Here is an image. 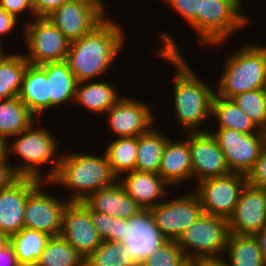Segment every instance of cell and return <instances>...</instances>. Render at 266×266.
I'll list each match as a JSON object with an SVG mask.
<instances>
[{
    "mask_svg": "<svg viewBox=\"0 0 266 266\" xmlns=\"http://www.w3.org/2000/svg\"><path fill=\"white\" fill-rule=\"evenodd\" d=\"M158 35L162 45L154 50V54L174 66L173 100L174 115L179 123L177 125H180L182 132L186 133L207 131L202 125L211 119L216 91L197 76L196 71L186 63L183 53L177 46L176 38H173L169 32L162 31Z\"/></svg>",
    "mask_w": 266,
    "mask_h": 266,
    "instance_id": "cell-1",
    "label": "cell"
},
{
    "mask_svg": "<svg viewBox=\"0 0 266 266\" xmlns=\"http://www.w3.org/2000/svg\"><path fill=\"white\" fill-rule=\"evenodd\" d=\"M121 25L107 16L89 33L70 43L66 62L78 83L92 81L111 70L123 50L126 36Z\"/></svg>",
    "mask_w": 266,
    "mask_h": 266,
    "instance_id": "cell-2",
    "label": "cell"
},
{
    "mask_svg": "<svg viewBox=\"0 0 266 266\" xmlns=\"http://www.w3.org/2000/svg\"><path fill=\"white\" fill-rule=\"evenodd\" d=\"M117 180L105 152L96 156L75 151L62 153L57 172L48 183L70 189L69 202H83L92 193Z\"/></svg>",
    "mask_w": 266,
    "mask_h": 266,
    "instance_id": "cell-3",
    "label": "cell"
},
{
    "mask_svg": "<svg viewBox=\"0 0 266 266\" xmlns=\"http://www.w3.org/2000/svg\"><path fill=\"white\" fill-rule=\"evenodd\" d=\"M12 138L13 140H11ZM9 139L12 142L6 141V154L10 156L11 153L16 158L21 159V161L18 160V163L13 164L15 172L20 177H33L41 181H50L55 176L61 153L58 151L57 140L48 129L35 127L33 123L28 129ZM48 163L53 166L50 171H47V175H43L39 167Z\"/></svg>",
    "mask_w": 266,
    "mask_h": 266,
    "instance_id": "cell-4",
    "label": "cell"
},
{
    "mask_svg": "<svg viewBox=\"0 0 266 266\" xmlns=\"http://www.w3.org/2000/svg\"><path fill=\"white\" fill-rule=\"evenodd\" d=\"M218 83L217 96L232 97L264 88L266 80V45L246 43L226 57Z\"/></svg>",
    "mask_w": 266,
    "mask_h": 266,
    "instance_id": "cell-5",
    "label": "cell"
},
{
    "mask_svg": "<svg viewBox=\"0 0 266 266\" xmlns=\"http://www.w3.org/2000/svg\"><path fill=\"white\" fill-rule=\"evenodd\" d=\"M242 0H201L197 17L189 24L203 46H219L250 21ZM243 13V14H242Z\"/></svg>",
    "mask_w": 266,
    "mask_h": 266,
    "instance_id": "cell-6",
    "label": "cell"
},
{
    "mask_svg": "<svg viewBox=\"0 0 266 266\" xmlns=\"http://www.w3.org/2000/svg\"><path fill=\"white\" fill-rule=\"evenodd\" d=\"M229 236L228 219L202 213L176 242L188 260L223 258Z\"/></svg>",
    "mask_w": 266,
    "mask_h": 266,
    "instance_id": "cell-7",
    "label": "cell"
},
{
    "mask_svg": "<svg viewBox=\"0 0 266 266\" xmlns=\"http://www.w3.org/2000/svg\"><path fill=\"white\" fill-rule=\"evenodd\" d=\"M22 24L26 25L21 28H24L23 37L28 49L24 57L29 64L66 60L71 42L47 17H35Z\"/></svg>",
    "mask_w": 266,
    "mask_h": 266,
    "instance_id": "cell-8",
    "label": "cell"
},
{
    "mask_svg": "<svg viewBox=\"0 0 266 266\" xmlns=\"http://www.w3.org/2000/svg\"><path fill=\"white\" fill-rule=\"evenodd\" d=\"M246 183V175L231 172L196 183L194 192L199 198L203 213L228 219Z\"/></svg>",
    "mask_w": 266,
    "mask_h": 266,
    "instance_id": "cell-9",
    "label": "cell"
},
{
    "mask_svg": "<svg viewBox=\"0 0 266 266\" xmlns=\"http://www.w3.org/2000/svg\"><path fill=\"white\" fill-rule=\"evenodd\" d=\"M232 173L248 175L266 145V132L244 134L231 129H212Z\"/></svg>",
    "mask_w": 266,
    "mask_h": 266,
    "instance_id": "cell-10",
    "label": "cell"
},
{
    "mask_svg": "<svg viewBox=\"0 0 266 266\" xmlns=\"http://www.w3.org/2000/svg\"><path fill=\"white\" fill-rule=\"evenodd\" d=\"M104 5L103 0H69L47 18L73 42L89 33L107 16Z\"/></svg>",
    "mask_w": 266,
    "mask_h": 266,
    "instance_id": "cell-11",
    "label": "cell"
},
{
    "mask_svg": "<svg viewBox=\"0 0 266 266\" xmlns=\"http://www.w3.org/2000/svg\"><path fill=\"white\" fill-rule=\"evenodd\" d=\"M158 228L168 241H177L183 232L203 213L196 193L188 191L150 208Z\"/></svg>",
    "mask_w": 266,
    "mask_h": 266,
    "instance_id": "cell-12",
    "label": "cell"
},
{
    "mask_svg": "<svg viewBox=\"0 0 266 266\" xmlns=\"http://www.w3.org/2000/svg\"><path fill=\"white\" fill-rule=\"evenodd\" d=\"M48 181H42L29 195L24 210V228L47 233L60 234L64 210L69 203L42 190ZM41 188V190H40Z\"/></svg>",
    "mask_w": 266,
    "mask_h": 266,
    "instance_id": "cell-13",
    "label": "cell"
},
{
    "mask_svg": "<svg viewBox=\"0 0 266 266\" xmlns=\"http://www.w3.org/2000/svg\"><path fill=\"white\" fill-rule=\"evenodd\" d=\"M149 103L122 96L106 113L108 128L118 137H138L154 125L155 115Z\"/></svg>",
    "mask_w": 266,
    "mask_h": 266,
    "instance_id": "cell-14",
    "label": "cell"
},
{
    "mask_svg": "<svg viewBox=\"0 0 266 266\" xmlns=\"http://www.w3.org/2000/svg\"><path fill=\"white\" fill-rule=\"evenodd\" d=\"M59 235L65 238L84 259L103 241L93 225L90 209L83 202L67 204Z\"/></svg>",
    "mask_w": 266,
    "mask_h": 266,
    "instance_id": "cell-15",
    "label": "cell"
},
{
    "mask_svg": "<svg viewBox=\"0 0 266 266\" xmlns=\"http://www.w3.org/2000/svg\"><path fill=\"white\" fill-rule=\"evenodd\" d=\"M167 241L155 223L150 209H141L126 220L122 244L139 266Z\"/></svg>",
    "mask_w": 266,
    "mask_h": 266,
    "instance_id": "cell-16",
    "label": "cell"
},
{
    "mask_svg": "<svg viewBox=\"0 0 266 266\" xmlns=\"http://www.w3.org/2000/svg\"><path fill=\"white\" fill-rule=\"evenodd\" d=\"M189 149L196 183L230 172L225 156L211 131L189 132Z\"/></svg>",
    "mask_w": 266,
    "mask_h": 266,
    "instance_id": "cell-17",
    "label": "cell"
},
{
    "mask_svg": "<svg viewBox=\"0 0 266 266\" xmlns=\"http://www.w3.org/2000/svg\"><path fill=\"white\" fill-rule=\"evenodd\" d=\"M228 224L230 234L238 235H254L266 227L265 190L246 183Z\"/></svg>",
    "mask_w": 266,
    "mask_h": 266,
    "instance_id": "cell-18",
    "label": "cell"
},
{
    "mask_svg": "<svg viewBox=\"0 0 266 266\" xmlns=\"http://www.w3.org/2000/svg\"><path fill=\"white\" fill-rule=\"evenodd\" d=\"M42 181L33 177H20L0 190V232L9 238L24 228V210L28 195Z\"/></svg>",
    "mask_w": 266,
    "mask_h": 266,
    "instance_id": "cell-19",
    "label": "cell"
},
{
    "mask_svg": "<svg viewBox=\"0 0 266 266\" xmlns=\"http://www.w3.org/2000/svg\"><path fill=\"white\" fill-rule=\"evenodd\" d=\"M118 180L142 209H150L161 203L170 187L158 173L137 170L125 173Z\"/></svg>",
    "mask_w": 266,
    "mask_h": 266,
    "instance_id": "cell-20",
    "label": "cell"
},
{
    "mask_svg": "<svg viewBox=\"0 0 266 266\" xmlns=\"http://www.w3.org/2000/svg\"><path fill=\"white\" fill-rule=\"evenodd\" d=\"M187 135V137H186ZM185 139L176 141L167 140L164 152L161 158L158 174L170 186L178 185L184 181H191L193 178L190 149H189V132Z\"/></svg>",
    "mask_w": 266,
    "mask_h": 266,
    "instance_id": "cell-21",
    "label": "cell"
},
{
    "mask_svg": "<svg viewBox=\"0 0 266 266\" xmlns=\"http://www.w3.org/2000/svg\"><path fill=\"white\" fill-rule=\"evenodd\" d=\"M83 203L91 210L128 220L142 208L127 194L119 180L92 193Z\"/></svg>",
    "mask_w": 266,
    "mask_h": 266,
    "instance_id": "cell-22",
    "label": "cell"
},
{
    "mask_svg": "<svg viewBox=\"0 0 266 266\" xmlns=\"http://www.w3.org/2000/svg\"><path fill=\"white\" fill-rule=\"evenodd\" d=\"M121 98L113 84L93 80L77 84L74 103L92 113L105 115Z\"/></svg>",
    "mask_w": 266,
    "mask_h": 266,
    "instance_id": "cell-23",
    "label": "cell"
},
{
    "mask_svg": "<svg viewBox=\"0 0 266 266\" xmlns=\"http://www.w3.org/2000/svg\"><path fill=\"white\" fill-rule=\"evenodd\" d=\"M45 72L49 89V108L75 100L77 80L66 61L39 65Z\"/></svg>",
    "mask_w": 266,
    "mask_h": 266,
    "instance_id": "cell-24",
    "label": "cell"
},
{
    "mask_svg": "<svg viewBox=\"0 0 266 266\" xmlns=\"http://www.w3.org/2000/svg\"><path fill=\"white\" fill-rule=\"evenodd\" d=\"M18 97L37 118L49 109L48 80L39 65L27 66Z\"/></svg>",
    "mask_w": 266,
    "mask_h": 266,
    "instance_id": "cell-25",
    "label": "cell"
},
{
    "mask_svg": "<svg viewBox=\"0 0 266 266\" xmlns=\"http://www.w3.org/2000/svg\"><path fill=\"white\" fill-rule=\"evenodd\" d=\"M34 120L41 123L19 97L0 100V136L5 141L28 129Z\"/></svg>",
    "mask_w": 266,
    "mask_h": 266,
    "instance_id": "cell-26",
    "label": "cell"
},
{
    "mask_svg": "<svg viewBox=\"0 0 266 266\" xmlns=\"http://www.w3.org/2000/svg\"><path fill=\"white\" fill-rule=\"evenodd\" d=\"M152 127L149 131L137 137V161L135 170L158 173L165 144L170 138L165 133Z\"/></svg>",
    "mask_w": 266,
    "mask_h": 266,
    "instance_id": "cell-27",
    "label": "cell"
},
{
    "mask_svg": "<svg viewBox=\"0 0 266 266\" xmlns=\"http://www.w3.org/2000/svg\"><path fill=\"white\" fill-rule=\"evenodd\" d=\"M211 118L219 122L218 129H231L244 134L264 133L255 126L248 115L232 99L216 94L212 103Z\"/></svg>",
    "mask_w": 266,
    "mask_h": 266,
    "instance_id": "cell-28",
    "label": "cell"
},
{
    "mask_svg": "<svg viewBox=\"0 0 266 266\" xmlns=\"http://www.w3.org/2000/svg\"><path fill=\"white\" fill-rule=\"evenodd\" d=\"M225 254L229 266H266L254 235L230 234Z\"/></svg>",
    "mask_w": 266,
    "mask_h": 266,
    "instance_id": "cell-29",
    "label": "cell"
},
{
    "mask_svg": "<svg viewBox=\"0 0 266 266\" xmlns=\"http://www.w3.org/2000/svg\"><path fill=\"white\" fill-rule=\"evenodd\" d=\"M50 237L47 233L28 228H23L12 235L10 244L14 249L18 264L37 263Z\"/></svg>",
    "mask_w": 266,
    "mask_h": 266,
    "instance_id": "cell-30",
    "label": "cell"
},
{
    "mask_svg": "<svg viewBox=\"0 0 266 266\" xmlns=\"http://www.w3.org/2000/svg\"><path fill=\"white\" fill-rule=\"evenodd\" d=\"M104 151L113 174L119 179L135 170L137 161V137H118Z\"/></svg>",
    "mask_w": 266,
    "mask_h": 266,
    "instance_id": "cell-31",
    "label": "cell"
},
{
    "mask_svg": "<svg viewBox=\"0 0 266 266\" xmlns=\"http://www.w3.org/2000/svg\"><path fill=\"white\" fill-rule=\"evenodd\" d=\"M28 65L21 53H12L0 64V100L19 96Z\"/></svg>",
    "mask_w": 266,
    "mask_h": 266,
    "instance_id": "cell-32",
    "label": "cell"
},
{
    "mask_svg": "<svg viewBox=\"0 0 266 266\" xmlns=\"http://www.w3.org/2000/svg\"><path fill=\"white\" fill-rule=\"evenodd\" d=\"M84 258L60 235L48 240L40 258L39 266H84Z\"/></svg>",
    "mask_w": 266,
    "mask_h": 266,
    "instance_id": "cell-33",
    "label": "cell"
},
{
    "mask_svg": "<svg viewBox=\"0 0 266 266\" xmlns=\"http://www.w3.org/2000/svg\"><path fill=\"white\" fill-rule=\"evenodd\" d=\"M84 266H139L126 246L118 242L102 241L85 260Z\"/></svg>",
    "mask_w": 266,
    "mask_h": 266,
    "instance_id": "cell-34",
    "label": "cell"
},
{
    "mask_svg": "<svg viewBox=\"0 0 266 266\" xmlns=\"http://www.w3.org/2000/svg\"><path fill=\"white\" fill-rule=\"evenodd\" d=\"M231 99L259 130L266 132V94L263 88L238 94Z\"/></svg>",
    "mask_w": 266,
    "mask_h": 266,
    "instance_id": "cell-35",
    "label": "cell"
},
{
    "mask_svg": "<svg viewBox=\"0 0 266 266\" xmlns=\"http://www.w3.org/2000/svg\"><path fill=\"white\" fill-rule=\"evenodd\" d=\"M90 215L97 232L103 241L123 242L125 235L126 220L109 216L108 214L99 213L90 210Z\"/></svg>",
    "mask_w": 266,
    "mask_h": 266,
    "instance_id": "cell-36",
    "label": "cell"
},
{
    "mask_svg": "<svg viewBox=\"0 0 266 266\" xmlns=\"http://www.w3.org/2000/svg\"><path fill=\"white\" fill-rule=\"evenodd\" d=\"M187 260L176 241H167L145 258L140 266H182Z\"/></svg>",
    "mask_w": 266,
    "mask_h": 266,
    "instance_id": "cell-37",
    "label": "cell"
},
{
    "mask_svg": "<svg viewBox=\"0 0 266 266\" xmlns=\"http://www.w3.org/2000/svg\"><path fill=\"white\" fill-rule=\"evenodd\" d=\"M171 9L179 14L187 24H190L198 15L201 0H162Z\"/></svg>",
    "mask_w": 266,
    "mask_h": 266,
    "instance_id": "cell-38",
    "label": "cell"
},
{
    "mask_svg": "<svg viewBox=\"0 0 266 266\" xmlns=\"http://www.w3.org/2000/svg\"><path fill=\"white\" fill-rule=\"evenodd\" d=\"M247 183L261 188L266 186V145L253 169L248 173Z\"/></svg>",
    "mask_w": 266,
    "mask_h": 266,
    "instance_id": "cell-39",
    "label": "cell"
},
{
    "mask_svg": "<svg viewBox=\"0 0 266 266\" xmlns=\"http://www.w3.org/2000/svg\"><path fill=\"white\" fill-rule=\"evenodd\" d=\"M0 7L9 14H12L18 20H20L19 15L25 11H29L32 19L35 18V12L31 0H0Z\"/></svg>",
    "mask_w": 266,
    "mask_h": 266,
    "instance_id": "cell-40",
    "label": "cell"
},
{
    "mask_svg": "<svg viewBox=\"0 0 266 266\" xmlns=\"http://www.w3.org/2000/svg\"><path fill=\"white\" fill-rule=\"evenodd\" d=\"M7 154L0 155V190L9 187L20 176L15 172L12 163H8Z\"/></svg>",
    "mask_w": 266,
    "mask_h": 266,
    "instance_id": "cell-41",
    "label": "cell"
},
{
    "mask_svg": "<svg viewBox=\"0 0 266 266\" xmlns=\"http://www.w3.org/2000/svg\"><path fill=\"white\" fill-rule=\"evenodd\" d=\"M69 0H31L35 17H47Z\"/></svg>",
    "mask_w": 266,
    "mask_h": 266,
    "instance_id": "cell-42",
    "label": "cell"
},
{
    "mask_svg": "<svg viewBox=\"0 0 266 266\" xmlns=\"http://www.w3.org/2000/svg\"><path fill=\"white\" fill-rule=\"evenodd\" d=\"M18 21L12 14L0 7V42H2L4 35L7 36L8 33L15 29Z\"/></svg>",
    "mask_w": 266,
    "mask_h": 266,
    "instance_id": "cell-43",
    "label": "cell"
},
{
    "mask_svg": "<svg viewBox=\"0 0 266 266\" xmlns=\"http://www.w3.org/2000/svg\"><path fill=\"white\" fill-rule=\"evenodd\" d=\"M0 266H19L10 243L0 250Z\"/></svg>",
    "mask_w": 266,
    "mask_h": 266,
    "instance_id": "cell-44",
    "label": "cell"
},
{
    "mask_svg": "<svg viewBox=\"0 0 266 266\" xmlns=\"http://www.w3.org/2000/svg\"><path fill=\"white\" fill-rule=\"evenodd\" d=\"M254 237L258 241L261 256L263 258V261L266 265V227L262 228L260 231L256 232L254 234Z\"/></svg>",
    "mask_w": 266,
    "mask_h": 266,
    "instance_id": "cell-45",
    "label": "cell"
},
{
    "mask_svg": "<svg viewBox=\"0 0 266 266\" xmlns=\"http://www.w3.org/2000/svg\"><path fill=\"white\" fill-rule=\"evenodd\" d=\"M198 266H229L225 258L199 259Z\"/></svg>",
    "mask_w": 266,
    "mask_h": 266,
    "instance_id": "cell-46",
    "label": "cell"
},
{
    "mask_svg": "<svg viewBox=\"0 0 266 266\" xmlns=\"http://www.w3.org/2000/svg\"><path fill=\"white\" fill-rule=\"evenodd\" d=\"M9 243H10V238L6 234L0 232V250Z\"/></svg>",
    "mask_w": 266,
    "mask_h": 266,
    "instance_id": "cell-47",
    "label": "cell"
},
{
    "mask_svg": "<svg viewBox=\"0 0 266 266\" xmlns=\"http://www.w3.org/2000/svg\"><path fill=\"white\" fill-rule=\"evenodd\" d=\"M2 43L3 42H0V64L9 56V55H11V53L10 54H7V53H5L4 52V50H3V48H2Z\"/></svg>",
    "mask_w": 266,
    "mask_h": 266,
    "instance_id": "cell-48",
    "label": "cell"
},
{
    "mask_svg": "<svg viewBox=\"0 0 266 266\" xmlns=\"http://www.w3.org/2000/svg\"><path fill=\"white\" fill-rule=\"evenodd\" d=\"M6 154V141L0 136V155Z\"/></svg>",
    "mask_w": 266,
    "mask_h": 266,
    "instance_id": "cell-49",
    "label": "cell"
},
{
    "mask_svg": "<svg viewBox=\"0 0 266 266\" xmlns=\"http://www.w3.org/2000/svg\"><path fill=\"white\" fill-rule=\"evenodd\" d=\"M182 266H198V260H187Z\"/></svg>",
    "mask_w": 266,
    "mask_h": 266,
    "instance_id": "cell-50",
    "label": "cell"
},
{
    "mask_svg": "<svg viewBox=\"0 0 266 266\" xmlns=\"http://www.w3.org/2000/svg\"><path fill=\"white\" fill-rule=\"evenodd\" d=\"M19 266H39L37 263L35 264H22V265H19Z\"/></svg>",
    "mask_w": 266,
    "mask_h": 266,
    "instance_id": "cell-51",
    "label": "cell"
},
{
    "mask_svg": "<svg viewBox=\"0 0 266 266\" xmlns=\"http://www.w3.org/2000/svg\"><path fill=\"white\" fill-rule=\"evenodd\" d=\"M264 92H265V94H266V80H265V83H264Z\"/></svg>",
    "mask_w": 266,
    "mask_h": 266,
    "instance_id": "cell-52",
    "label": "cell"
}]
</instances>
